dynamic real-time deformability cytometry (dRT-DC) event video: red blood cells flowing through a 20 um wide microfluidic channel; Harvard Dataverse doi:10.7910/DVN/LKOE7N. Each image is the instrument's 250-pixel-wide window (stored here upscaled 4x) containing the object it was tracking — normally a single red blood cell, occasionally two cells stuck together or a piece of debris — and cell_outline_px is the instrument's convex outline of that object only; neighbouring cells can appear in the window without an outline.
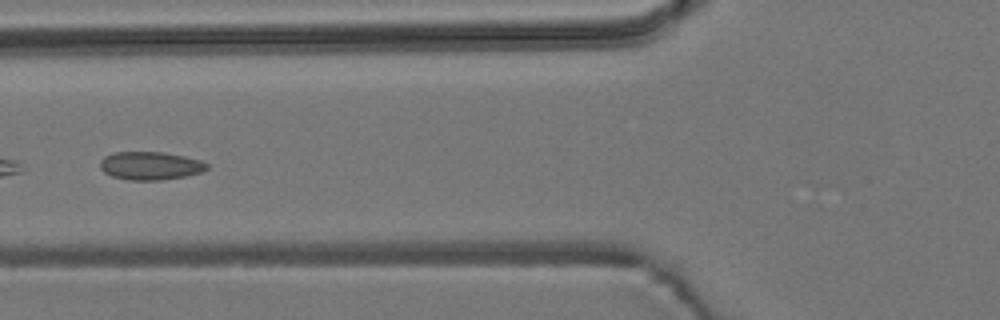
{"species": "common noctule bat (a hibernating species)", "species_latin": "Nyctalus noctula", "temperature_condition": "room temperature", "stored_images_in_passage": 8, "camera_frame_rate_fps": 3000, "um_per_image_px": 0.085, "animal": {"sex": "male", "body_mass_g": 19.2, "forearm_length_mm": 51.8}, "frame": {"image": 1, "passage_image": 4, "time_ms": 5.333, "image_size_px": [1000, 320], "cell_outline_px": [[208, 168], [204, 172], [184, 176], [160, 180], [128, 180], [112, 176], [104, 172], [100, 168], [100, 160], [104, 156], [116, 152], [164, 152], [184, 156], [200, 160], [208, 164]], "centroid_in_image_um": [12.78, 14.08], "position_along_channel_um": 113.0, "area_um2": 17.57}}
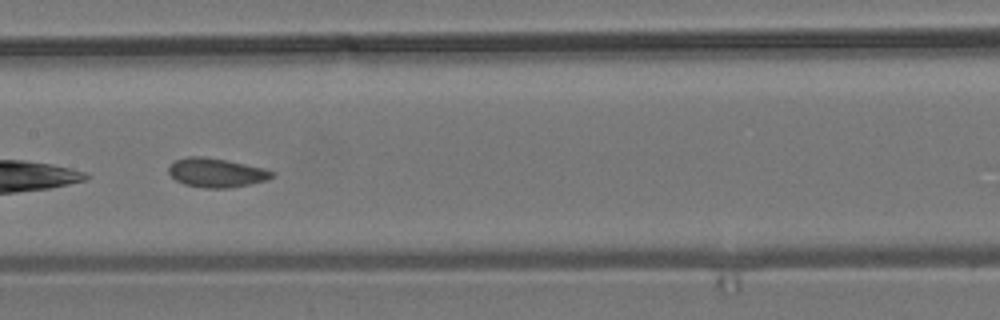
{"frame": {"image": 2, "passage_image": 6, "time_ms": 7.333, "image_size_px": [1000, 320], "cell_outline_px": [[276, 172], [268, 180], [228, 188], [204, 188], [184, 184], [176, 180], [168, 172], [168, 164], [176, 160], [188, 156], [204, 156], [228, 160], [264, 168]], "centroid_in_image_um": [18.37, 14.67], "position_along_channel_um": 189.0, "area_um2": 17.63}}
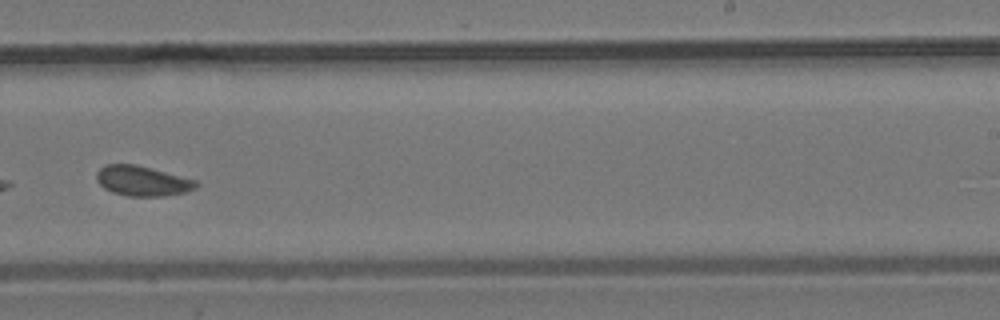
{"frame": {"image": 3, "passage_image": 8, "time_ms": 9.667, "image_size_px": [1000, 320], "cell_outline_px": [[200, 184], [196, 188], [188, 192], [164, 196], [128, 196], [112, 192], [104, 188], [96, 180], [96, 172], [104, 164], [136, 164], [196, 180]], "centroid_in_image_um": [12.11, 15.38], "position_along_channel_um": 276.9, "area_um2": 17.57}}